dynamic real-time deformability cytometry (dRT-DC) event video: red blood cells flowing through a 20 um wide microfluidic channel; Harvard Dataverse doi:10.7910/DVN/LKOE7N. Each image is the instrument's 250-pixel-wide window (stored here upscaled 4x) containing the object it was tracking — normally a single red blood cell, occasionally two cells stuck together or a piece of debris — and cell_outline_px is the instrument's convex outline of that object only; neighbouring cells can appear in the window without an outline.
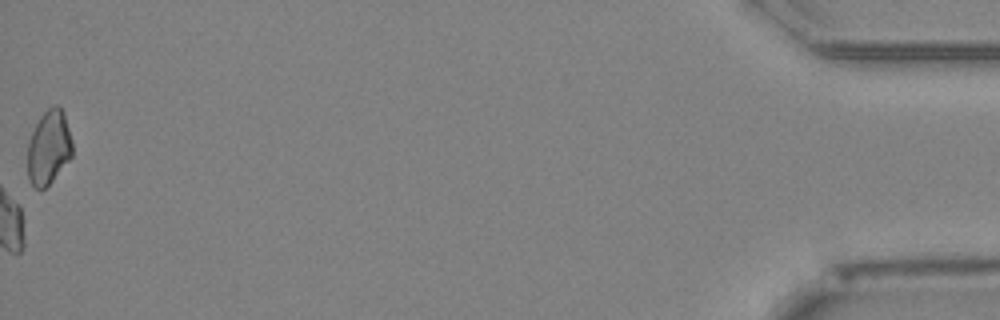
{"species": "Egyptian fruit bat (a non-hibernating species)", "species_latin": "Rousettus aegyptiacus", "temperature_condition": "cold", "stored_images_in_passage": 52, "camera_frame_rate_fps": 3000, "um_per_image_px": 0.085, "animal": {"sex": "female"}, "frame": {"image": 1, "passage_image": 52, "time_ms": 17.0, "image_size_px": [1000, 320], "cell_outline_px": [[72, 156], [52, 180], [44, 188], [36, 188], [28, 180], [28, 140], [40, 116], [52, 104], [56, 104], [64, 112], [72, 140]], "centroid_in_image_um": [4.14, 12.5], "position_along_channel_um": 431.1, "area_um2": 19.25}, "authors_computed_cell_mechanics": {"area_um2": 21.9062, "velocity_mm_per_s": 3.9432, "shape_relaxation_time_tau1_ms": 9.1202, "shape_relaxation_time_tau2_ms": 8.4219, "deformation_change_tau1": 0.218, "deformation_change_tau2": 0.1969}}